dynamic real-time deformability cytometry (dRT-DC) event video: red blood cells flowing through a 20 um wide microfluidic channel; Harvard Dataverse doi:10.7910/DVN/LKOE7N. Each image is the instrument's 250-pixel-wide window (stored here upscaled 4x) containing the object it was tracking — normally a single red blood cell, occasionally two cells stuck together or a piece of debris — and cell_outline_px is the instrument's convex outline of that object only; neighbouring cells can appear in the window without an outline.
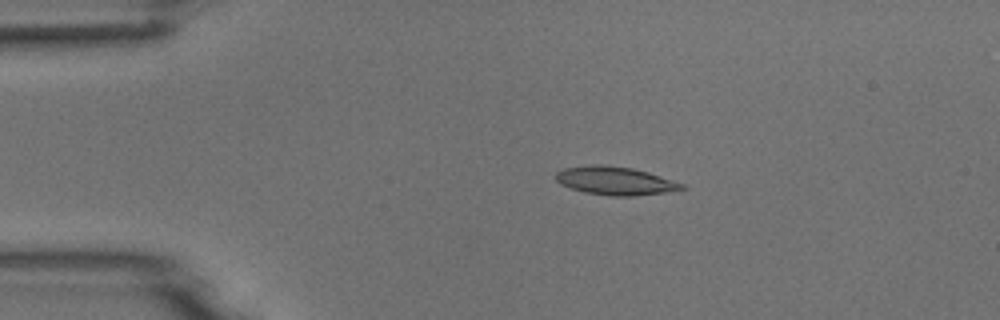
{"species": "common noctule bat (a hibernating species)", "species_latin": "Nyctalus noctula", "temperature_condition": "room temperature", "stored_images_in_passage": 5, "camera_frame_rate_fps": 3000, "um_per_image_px": 0.085, "animal": {"sex": "male", "body_mass_g": 18.8}, "frame": {"image": 1, "passage_image": 3, "time_ms": 3.0, "image_size_px": [1000, 320], "cell_outline_px": [[688, 188], [664, 192], [636, 196], [612, 196], [584, 192], [560, 184], [556, 180], [556, 172], [564, 168], [596, 164], [604, 164], [632, 168], [648, 172], [684, 184]], "centroid_in_image_um": [52.29, 15.36], "position_along_channel_um": 32.7, "area_um2": 20.69}}
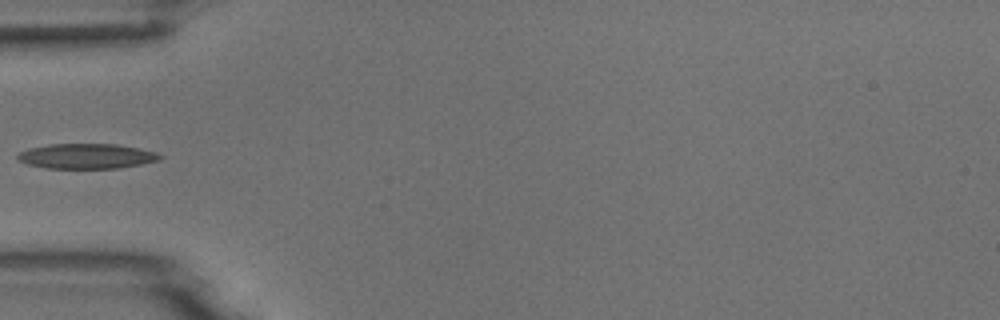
{"frame": {"image": 2, "passage_image": 5, "time_ms": 5.333, "image_size_px": [1000, 320], "cell_outline_px": [[164, 156], [160, 160], [120, 168], [44, 168], [28, 164], [20, 160], [16, 156], [20, 152], [28, 148], [48, 144], [116, 144], [140, 148], [156, 152]], "centroid_in_image_um": [7.38, 13.27], "position_along_channel_um": 77.6, "area_um2": 20.81}}